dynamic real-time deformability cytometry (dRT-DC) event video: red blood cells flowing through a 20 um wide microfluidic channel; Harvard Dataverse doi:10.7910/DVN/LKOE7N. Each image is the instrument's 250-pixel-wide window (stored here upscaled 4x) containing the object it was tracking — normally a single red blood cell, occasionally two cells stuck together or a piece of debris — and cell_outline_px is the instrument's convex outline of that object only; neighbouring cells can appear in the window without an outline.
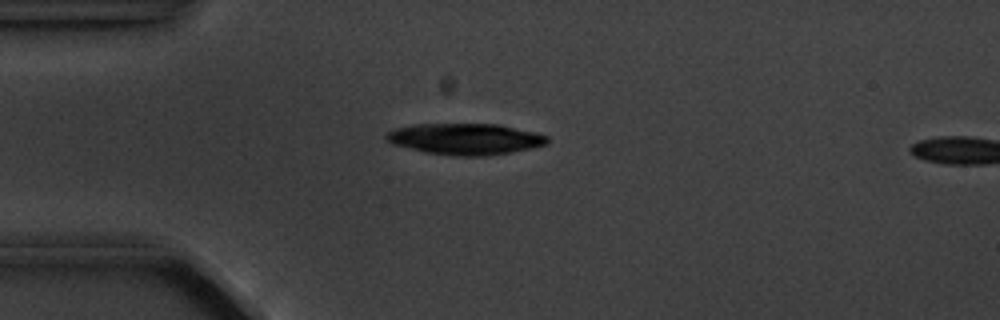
{"species": "common noctule bat (a hibernating species)", "species_latin": "Nyctalus noctula", "temperature_condition": "cold", "stored_images_in_passage": 5, "camera_frame_rate_fps": 3000, "um_per_image_px": 0.085, "animal": {"sex": "male", "body_mass_g": 20.1, "forearm_length_mm": 53.5}, "frame": {"image": 1, "passage_image": 4, "time_ms": 3.667, "image_size_px": [1000, 320], "cell_outline_px": [[548, 144], [532, 148], [484, 156], [456, 156], [424, 152], [392, 144], [384, 140], [384, 136], [388, 132], [396, 128], [412, 124], [500, 124], [536, 132], [548, 136]], "centroid_in_image_um": [39.53, 11.81], "position_along_channel_um": 45.5, "area_um2": 29.48}}